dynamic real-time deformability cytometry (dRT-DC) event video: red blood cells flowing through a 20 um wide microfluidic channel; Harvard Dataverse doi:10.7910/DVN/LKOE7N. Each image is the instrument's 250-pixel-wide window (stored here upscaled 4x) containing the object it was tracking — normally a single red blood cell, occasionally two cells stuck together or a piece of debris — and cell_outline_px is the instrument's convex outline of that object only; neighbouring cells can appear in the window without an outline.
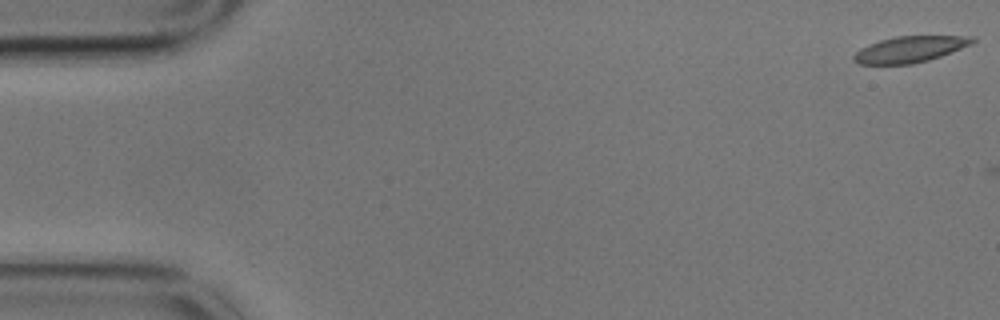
{"species": "common noctule bat (a hibernating species)", "species_latin": "Nyctalus noctula", "temperature_condition": "cold", "stored_images_in_passage": 2, "camera_frame_rate_fps": 3000, "um_per_image_px": 0.085, "animal": {"sex": "male", "body_mass_g": 17.9}, "frame": {"image": 1, "passage_image": 1, "time_ms": 0.0, "image_size_px": [1000, 320], "cell_outline_px": [[976, 40], [972, 44], [940, 56], [928, 60], [912, 64], [856, 64], [852, 60], [852, 56], [860, 48], [868, 44], [880, 40], [896, 36], [976, 36]], "centroid_in_image_um": [77.32, 4.19], "position_along_channel_um": 7.7, "area_um2": 18.15}}